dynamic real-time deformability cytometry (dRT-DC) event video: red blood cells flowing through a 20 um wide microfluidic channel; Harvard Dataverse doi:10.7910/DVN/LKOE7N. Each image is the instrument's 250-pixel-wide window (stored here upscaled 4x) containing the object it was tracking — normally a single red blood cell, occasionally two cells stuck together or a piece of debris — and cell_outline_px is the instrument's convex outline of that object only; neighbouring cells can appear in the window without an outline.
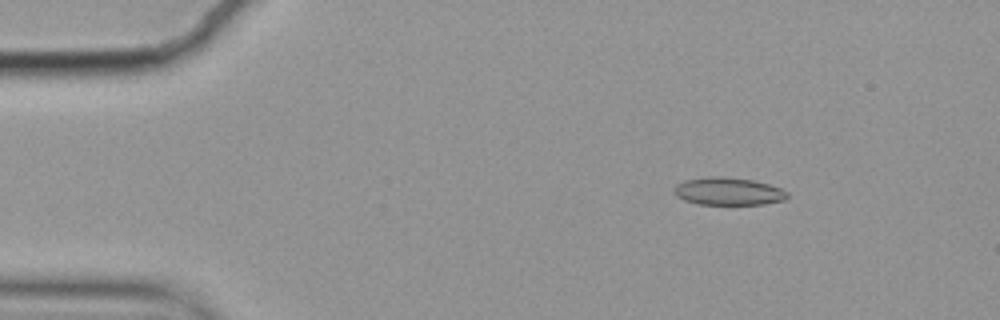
{"species": "common noctule bat (a hibernating species)", "species_latin": "Nyctalus noctula", "temperature_condition": "cold", "stored_images_in_passage": 56, "camera_frame_rate_fps": 3000, "um_per_image_px": 0.085, "animal": {"sex": "female", "body_mass_g": 19.9}, "frame": {"image": 1, "passage_image": 7, "time_ms": 2.0, "image_size_px": [1000, 320], "cell_outline_px": [[788, 196], [784, 200], [764, 204], [696, 204], [684, 200], [676, 196], [672, 188], [676, 184], [684, 180], [708, 176], [720, 176], [752, 180], [768, 184], [780, 188], [788, 192]], "centroid_in_image_um": [61.86, 16.26], "position_along_channel_um": 23.1, "area_um2": 18.32}}
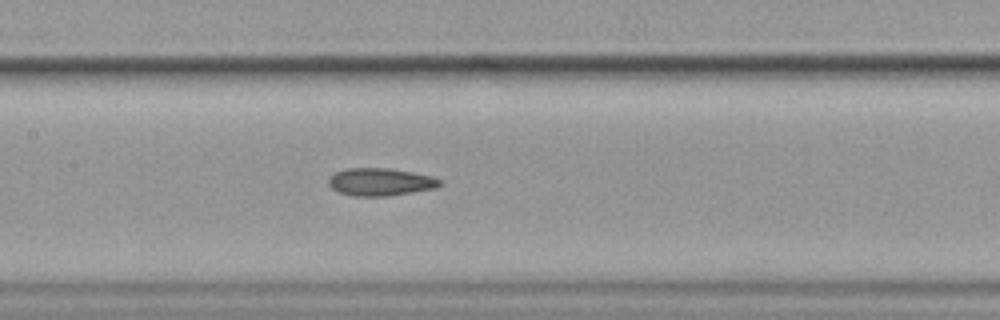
{"frame": {"image": 2, "passage_image": 26, "time_ms": 8.333, "image_size_px": [1000, 320], "cell_outline_px": [[444, 184], [436, 188], [388, 196], [352, 196], [340, 192], [332, 188], [328, 184], [328, 180], [336, 172], [348, 168], [388, 168], [412, 172], [432, 176], [440, 180]], "centroid_in_image_um": [32.36, 15.47], "position_along_channel_um": 175.0, "area_um2": 17.86}}
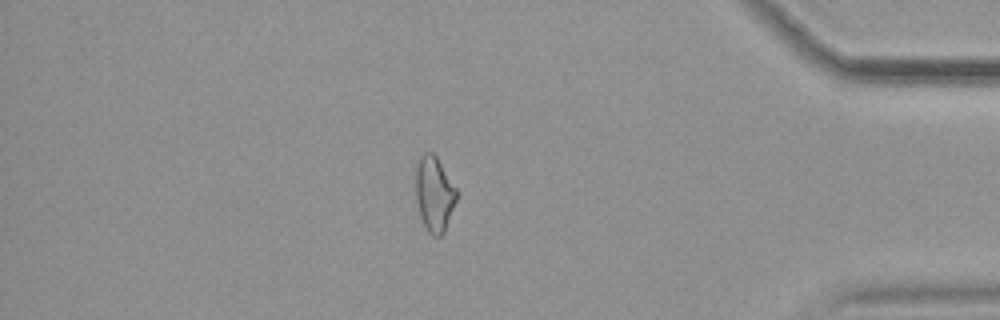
{"frame": {"image": 3, "passage_image": 48, "time_ms": 15.667, "image_size_px": [1000, 320], "cell_outline_px": [[456, 200], [444, 232], [440, 236], [432, 236], [428, 232], [420, 216], [416, 200], [416, 160], [424, 152], [432, 152], [436, 156], [456, 188]], "centroid_in_image_um": [36.89, 16.46], "position_along_channel_um": 398.3, "area_um2": 17.74}, "authors_computed_cell_mechanics": {"area_um2": 18.0047, "velocity_mm_per_s": 3.5192, "shape_relaxation_time_tau1_ms": 6.0788, "shape_relaxation_time_tau2_ms": 3.987, "deformation_change_tau1": 0.138, "deformation_change_tau2": 0.1206}}